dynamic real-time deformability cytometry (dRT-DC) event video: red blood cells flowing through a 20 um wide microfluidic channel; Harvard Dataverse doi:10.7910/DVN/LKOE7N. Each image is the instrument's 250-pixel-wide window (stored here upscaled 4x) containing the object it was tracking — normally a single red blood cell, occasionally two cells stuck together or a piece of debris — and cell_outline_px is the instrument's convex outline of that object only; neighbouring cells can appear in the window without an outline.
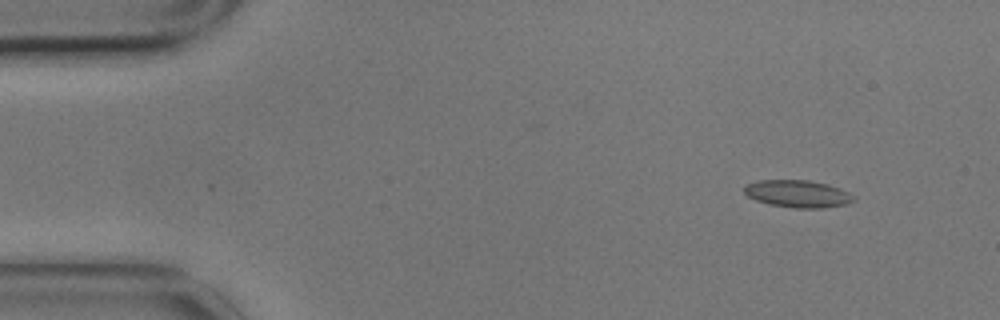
{"species": "common noctule bat (a hibernating species)", "species_latin": "Nyctalus noctula", "temperature_condition": "cold", "stored_images_in_passage": 4, "camera_frame_rate_fps": 3000, "um_per_image_px": 0.085, "animal": {"sex": "male", "body_mass_g": 17.9}, "frame": {"image": 1, "passage_image": 2, "time_ms": 0.333, "image_size_px": [1000, 320], "cell_outline_px": [[856, 200], [848, 204], [824, 208], [792, 208], [768, 204], [756, 200], [748, 196], [744, 192], [744, 184], [756, 180], [808, 180], [828, 184], [840, 188], [856, 196]], "centroid_in_image_um": [67.82, 16.47], "position_along_channel_um": 17.2, "area_um2": 17.74}}
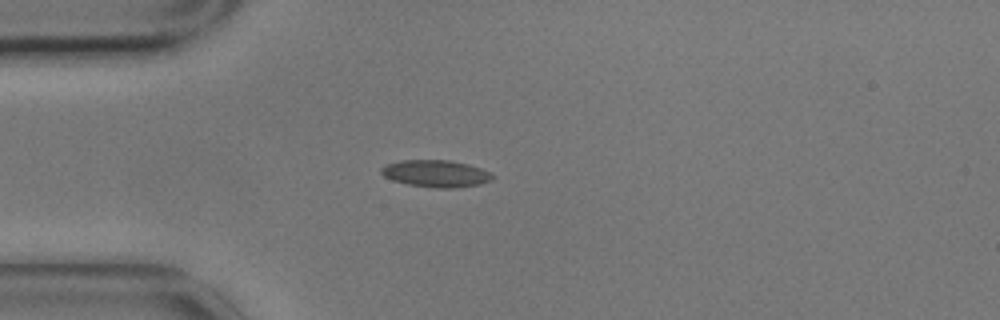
{"frame": {"image": 2, "passage_image": 4, "time_ms": 1.0, "image_size_px": [1000, 320], "cell_outline_px": [[496, 176], [492, 180], [480, 184], [456, 188], [436, 188], [408, 184], [392, 180], [384, 176], [380, 172], [380, 168], [388, 164], [400, 160], [448, 160], [468, 164], [480, 168]], "centroid_in_image_um": [37.06, 14.76], "position_along_channel_um": 47.9, "area_um2": 17.51}}